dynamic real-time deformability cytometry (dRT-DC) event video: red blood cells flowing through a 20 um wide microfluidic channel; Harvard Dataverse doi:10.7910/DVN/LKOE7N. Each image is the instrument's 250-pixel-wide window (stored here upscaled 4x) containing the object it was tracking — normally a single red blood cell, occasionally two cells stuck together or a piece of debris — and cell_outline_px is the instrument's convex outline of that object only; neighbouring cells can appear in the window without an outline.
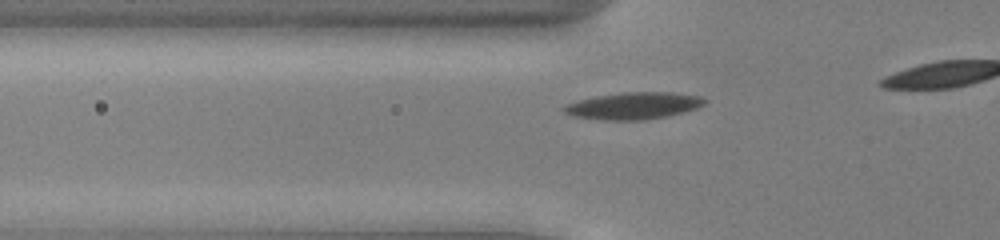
{"species": "common noctule bat (a hibernating species)", "species_latin": "Nyctalus noctula", "temperature_condition": "cold", "stored_images_in_passage": 8, "camera_frame_rate_fps": 3000, "um_per_image_px": 0.085, "animal": {"sex": "male", "body_mass_g": 13.0, "forearm_length_mm": 53.1}, "frame": {"image": 1, "passage_image": 2, "time_ms": 0.333, "image_size_px": [1000, 240], "cell_outline_px": [[708, 100], [704, 104], [696, 108], [684, 112], [644, 120], [600, 120], [572, 116], [564, 112], [560, 108], [564, 104], [596, 96], [624, 92], [672, 92], [700, 96]], "centroid_in_image_um": [53.82, 8.99], "position_along_channel_um": 72.0, "area_um2": 22.14}}
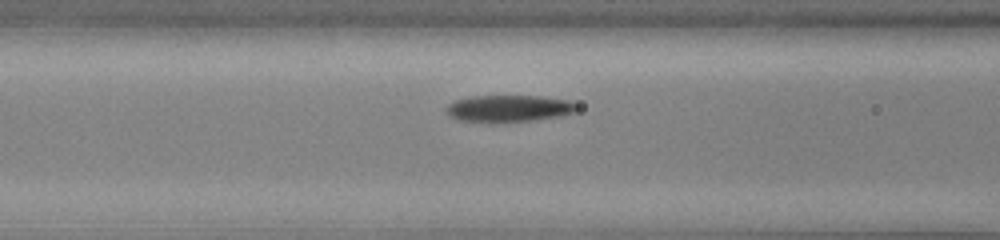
{"frame": {"image": 2, "passage_image": 6, "time_ms": 1.667, "image_size_px": [1000, 240], "cell_outline_px": [[580, 108], [576, 112], [560, 116], [532, 120], [492, 124], [460, 120], [452, 116], [448, 112], [448, 104], [456, 100], [468, 96], [540, 96], [568, 100], [576, 104]], "centroid_in_image_um": [43.28, 9.23], "position_along_channel_um": 123.3, "area_um2": 20.69}}